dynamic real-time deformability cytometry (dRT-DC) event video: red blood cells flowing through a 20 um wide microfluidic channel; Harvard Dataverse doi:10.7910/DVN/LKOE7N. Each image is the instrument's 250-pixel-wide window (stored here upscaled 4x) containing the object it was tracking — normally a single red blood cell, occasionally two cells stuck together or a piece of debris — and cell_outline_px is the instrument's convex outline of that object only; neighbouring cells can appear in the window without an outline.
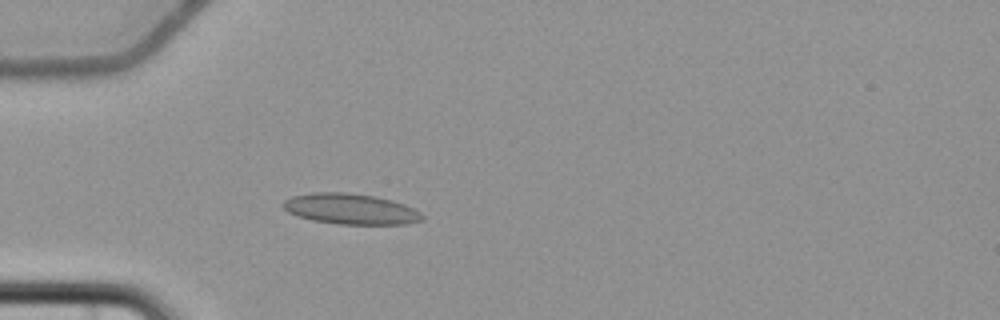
{"species": "common noctule bat (a hibernating species)", "species_latin": "Nyctalus noctula", "temperature_condition": "cold", "stored_images_in_passage": 4, "camera_frame_rate_fps": 3000, "um_per_image_px": 0.085, "animal": {"sex": "female", "body_mass_g": 22.7, "forearm_length_mm": 54.2}, "frame": {"image": 1, "passage_image": 4, "time_ms": 3.667, "image_size_px": [1000, 320], "cell_outline_px": [[424, 220], [408, 224], [340, 224], [312, 220], [288, 212], [284, 208], [284, 200], [292, 196], [312, 192], [344, 192], [376, 196], [392, 200], [404, 204], [420, 212], [424, 216]], "centroid_in_image_um": [29.83, 17.76], "position_along_channel_um": 55.2, "area_um2": 24.8}}